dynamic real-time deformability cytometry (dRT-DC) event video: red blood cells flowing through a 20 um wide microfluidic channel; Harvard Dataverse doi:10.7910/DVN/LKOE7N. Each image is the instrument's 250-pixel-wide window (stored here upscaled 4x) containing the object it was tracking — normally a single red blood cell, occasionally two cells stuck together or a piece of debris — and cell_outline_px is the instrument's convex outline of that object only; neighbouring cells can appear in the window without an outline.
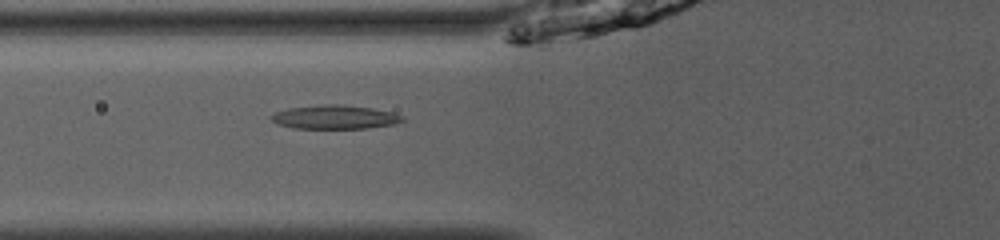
{"species": "common noctule bat (a hibernating species)", "species_latin": "Nyctalus noctula", "temperature_condition": "room temperature", "stored_images_in_passage": 45, "camera_frame_rate_fps": 3000, "um_per_image_px": 0.085, "animal": {"sex": "male", "body_mass_g": 13.0, "forearm_length_mm": 53.1}, "frame": {"image": 1, "passage_image": 15, "time_ms": 4.667, "image_size_px": [1000, 240], "cell_outline_px": [[404, 120], [392, 124], [368, 128], [292, 128], [276, 124], [268, 116], [276, 112], [288, 108], [324, 104], [344, 104], [372, 108], [392, 112], [404, 116]], "centroid_in_image_um": [28.43, 9.94], "position_along_channel_um": 97.4, "area_um2": 18.26}}
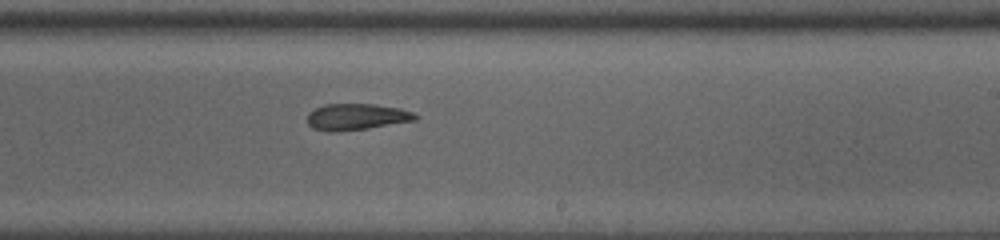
{"frame": {"image": 2, "passage_image": 27, "time_ms": 8.667, "image_size_px": [1000, 240], "cell_outline_px": [[420, 116], [416, 120], [368, 128], [312, 128], [308, 124], [308, 112], [324, 104], [376, 104], [400, 108], [412, 112]], "centroid_in_image_um": [30.4, 9.87], "position_along_channel_um": 258.6, "area_um2": 15.78}}
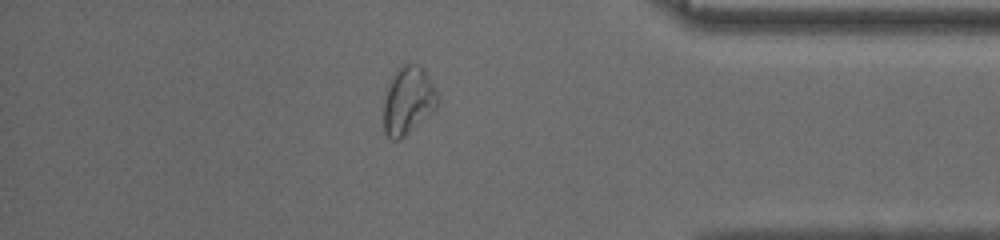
{"frame": {"image": 3, "passage_image": 39, "time_ms": 12.667, "image_size_px": [1000, 240], "cell_outline_px": [[436, 108], [400, 140], [392, 140], [384, 132], [384, 100], [388, 84], [392, 76], [404, 64], [412, 64], [424, 68], [436, 92]], "centroid_in_image_um": [34.65, 8.57], "position_along_channel_um": 400.5, "area_um2": 20.81}, "authors_computed_cell_mechanics": {"area_um2": 18.0914, "velocity_mm_per_s": 4.0175, "shape_relaxation_time_tau1_ms": 4.1451, "shape_relaxation_time_tau2_ms": 3.653, "deformation_change_tau1": 0.1366, "deformation_change_tau2": 0.1112}}